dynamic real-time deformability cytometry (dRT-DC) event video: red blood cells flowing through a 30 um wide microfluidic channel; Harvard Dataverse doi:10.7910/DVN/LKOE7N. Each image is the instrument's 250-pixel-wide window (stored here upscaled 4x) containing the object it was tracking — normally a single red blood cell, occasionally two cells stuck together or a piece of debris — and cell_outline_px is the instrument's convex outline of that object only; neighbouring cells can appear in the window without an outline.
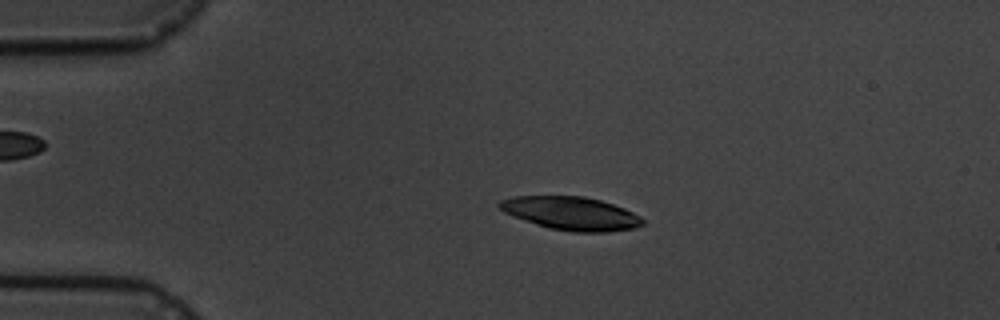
{"species": "common noctule bat (a hibernating species)", "species_latin": "Nyctalus noctula", "temperature_condition": "cold", "stored_images_in_passage": 5, "camera_frame_rate_fps": 3000, "um_per_image_px": 0.085, "animal": {"sex": "male", "body_mass_g": 19.5, "forearm_length_mm": 54.6}, "frame": {"image": 1, "passage_image": 3, "time_ms": 2.333, "image_size_px": [1000, 320], "cell_outline_px": [[644, 224], [636, 228], [608, 232], [572, 232], [548, 228], [512, 216], [504, 212], [496, 204], [500, 200], [512, 196], [584, 196], [600, 200], [624, 208], [640, 216], [644, 220]], "centroid_in_image_um": [48.54, 18.14], "position_along_channel_um": 36.5, "area_um2": 27.92}}